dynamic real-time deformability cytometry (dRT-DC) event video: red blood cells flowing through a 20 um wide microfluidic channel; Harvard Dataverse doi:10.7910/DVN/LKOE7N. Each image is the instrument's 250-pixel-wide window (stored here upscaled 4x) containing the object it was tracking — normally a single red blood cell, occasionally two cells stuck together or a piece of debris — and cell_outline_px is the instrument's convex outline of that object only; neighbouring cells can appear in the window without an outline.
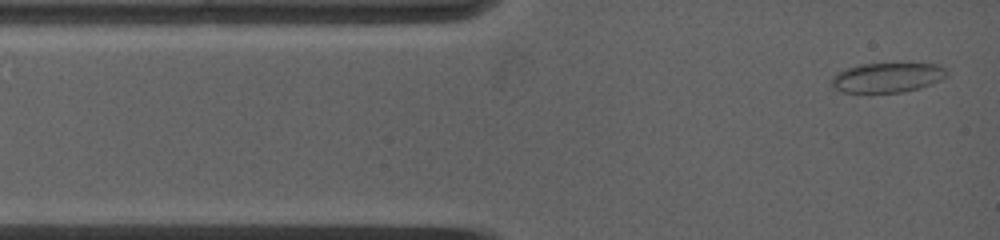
{"species": "common noctule bat (a hibernating species)", "species_latin": "Nyctalus noctula", "temperature_condition": "warm", "stored_images_in_passage": 20, "camera_frame_rate_fps": 5000, "um_per_image_px": 0.085, "animal": {"sex": "female", "body_mass_g": 19.0, "forearm_length_mm": 53.3}, "frame": {"image": 1, "passage_image": 1, "time_ms": 0.0, "image_size_px": [1000, 240], "cell_outline_px": [[948, 76], [932, 84], [920, 88], [904, 92], [844, 92], [832, 88], [832, 76], [844, 68], [860, 64], [908, 60], [940, 64], [948, 72]], "centroid_in_image_um": [75.5, 6.52], "position_along_channel_um": 9.5, "area_um2": 21.15}}
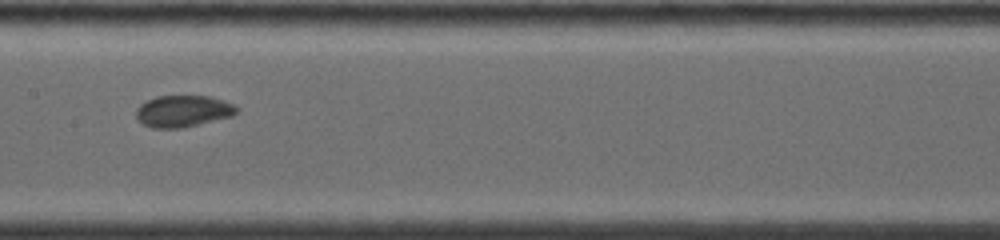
{"frame": {"image": 2, "passage_image": 6, "time_ms": 5.8, "image_size_px": [1000, 240], "cell_outline_px": [[240, 108], [232, 116], [184, 128], [152, 128], [144, 124], [136, 116], [136, 108], [140, 104], [156, 96], [208, 96], [224, 100]], "centroid_in_image_um": [15.57, 9.45], "position_along_channel_um": 191.8, "area_um2": 18.55}}
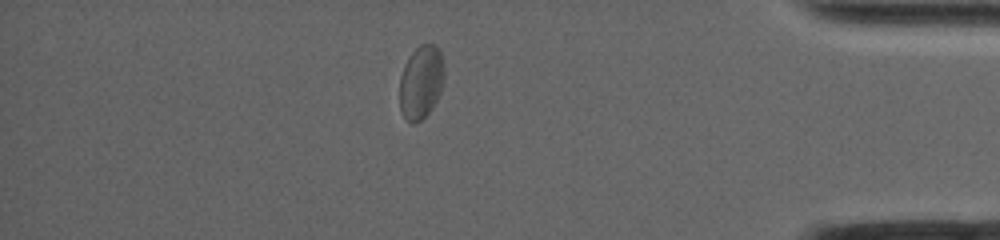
{"frame": {"image": 3, "passage_image": 15, "time_ms": 12.2, "image_size_px": [1000, 240], "cell_outline_px": [[444, 76], [440, 92], [432, 108], [420, 120], [412, 124], [408, 124], [400, 108], [400, 76], [408, 56], [420, 44], [436, 44], [440, 52], [444, 64]], "centroid_in_image_um": [35.78, 6.97], "position_along_channel_um": 399.4, "area_um2": 19.13}, "authors_computed_cell_mechanics": {"area_um2": 18.9873, "velocity_mm_per_s": 3.8537, "shape_relaxation_time_tau1_ms": 3.1057, "shape_relaxation_time_tau2_ms": 0.7545, "deformation_change_tau1": 0.069, "deformation_change_tau2": 0.023}}